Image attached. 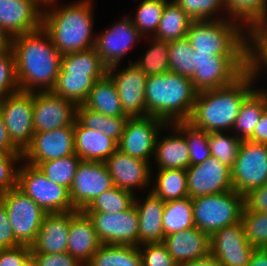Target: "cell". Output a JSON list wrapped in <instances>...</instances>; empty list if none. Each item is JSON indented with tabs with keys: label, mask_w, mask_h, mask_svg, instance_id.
<instances>
[{
	"label": "cell",
	"mask_w": 267,
	"mask_h": 266,
	"mask_svg": "<svg viewBox=\"0 0 267 266\" xmlns=\"http://www.w3.org/2000/svg\"><path fill=\"white\" fill-rule=\"evenodd\" d=\"M104 164L114 186L120 189L134 193L136 188L144 189L152 184L153 170L147 161L133 158L117 149Z\"/></svg>",
	"instance_id": "44dd1931"
},
{
	"label": "cell",
	"mask_w": 267,
	"mask_h": 266,
	"mask_svg": "<svg viewBox=\"0 0 267 266\" xmlns=\"http://www.w3.org/2000/svg\"><path fill=\"white\" fill-rule=\"evenodd\" d=\"M248 140L267 145V108L261 114L260 120L254 128L253 135Z\"/></svg>",
	"instance_id": "6f0895ef"
},
{
	"label": "cell",
	"mask_w": 267,
	"mask_h": 266,
	"mask_svg": "<svg viewBox=\"0 0 267 266\" xmlns=\"http://www.w3.org/2000/svg\"><path fill=\"white\" fill-rule=\"evenodd\" d=\"M255 80V75L248 68L228 86L198 92L187 122L208 133L232 131L241 105L256 89L252 85Z\"/></svg>",
	"instance_id": "7a4b0ae2"
},
{
	"label": "cell",
	"mask_w": 267,
	"mask_h": 266,
	"mask_svg": "<svg viewBox=\"0 0 267 266\" xmlns=\"http://www.w3.org/2000/svg\"><path fill=\"white\" fill-rule=\"evenodd\" d=\"M186 175L191 199L234 190L231 168L213 156L201 164L189 166Z\"/></svg>",
	"instance_id": "9a60e30c"
},
{
	"label": "cell",
	"mask_w": 267,
	"mask_h": 266,
	"mask_svg": "<svg viewBox=\"0 0 267 266\" xmlns=\"http://www.w3.org/2000/svg\"><path fill=\"white\" fill-rule=\"evenodd\" d=\"M114 187L104 162L81 161L69 189L75 210H84L97 196Z\"/></svg>",
	"instance_id": "5bb4252c"
},
{
	"label": "cell",
	"mask_w": 267,
	"mask_h": 266,
	"mask_svg": "<svg viewBox=\"0 0 267 266\" xmlns=\"http://www.w3.org/2000/svg\"><path fill=\"white\" fill-rule=\"evenodd\" d=\"M162 243L177 264L187 263L210 253V236L197 227L164 236Z\"/></svg>",
	"instance_id": "cb8c5ba5"
},
{
	"label": "cell",
	"mask_w": 267,
	"mask_h": 266,
	"mask_svg": "<svg viewBox=\"0 0 267 266\" xmlns=\"http://www.w3.org/2000/svg\"><path fill=\"white\" fill-rule=\"evenodd\" d=\"M193 20H221L229 18L223 0H173ZM225 13V15L221 12ZM218 14H223L219 17ZM216 15V16H214ZM225 16V17H224Z\"/></svg>",
	"instance_id": "bcb514c9"
},
{
	"label": "cell",
	"mask_w": 267,
	"mask_h": 266,
	"mask_svg": "<svg viewBox=\"0 0 267 266\" xmlns=\"http://www.w3.org/2000/svg\"><path fill=\"white\" fill-rule=\"evenodd\" d=\"M231 176L234 190L243 196L267 184V145L242 140Z\"/></svg>",
	"instance_id": "30bf717a"
},
{
	"label": "cell",
	"mask_w": 267,
	"mask_h": 266,
	"mask_svg": "<svg viewBox=\"0 0 267 266\" xmlns=\"http://www.w3.org/2000/svg\"><path fill=\"white\" fill-rule=\"evenodd\" d=\"M136 196L134 205L139 219V245L163 242L162 222L165 202L151 190H149L143 202Z\"/></svg>",
	"instance_id": "4316f807"
},
{
	"label": "cell",
	"mask_w": 267,
	"mask_h": 266,
	"mask_svg": "<svg viewBox=\"0 0 267 266\" xmlns=\"http://www.w3.org/2000/svg\"><path fill=\"white\" fill-rule=\"evenodd\" d=\"M17 187L47 214L75 210L70 199L69 189L52 182L34 165L20 162Z\"/></svg>",
	"instance_id": "ba28073f"
},
{
	"label": "cell",
	"mask_w": 267,
	"mask_h": 266,
	"mask_svg": "<svg viewBox=\"0 0 267 266\" xmlns=\"http://www.w3.org/2000/svg\"><path fill=\"white\" fill-rule=\"evenodd\" d=\"M83 105L109 117L127 116L121 107L117 87L108 74L95 82Z\"/></svg>",
	"instance_id": "f1b7e54d"
},
{
	"label": "cell",
	"mask_w": 267,
	"mask_h": 266,
	"mask_svg": "<svg viewBox=\"0 0 267 266\" xmlns=\"http://www.w3.org/2000/svg\"><path fill=\"white\" fill-rule=\"evenodd\" d=\"M267 108V100L259 89H255L243 102L233 126V134L241 140L252 135L261 114Z\"/></svg>",
	"instance_id": "1f68e13d"
},
{
	"label": "cell",
	"mask_w": 267,
	"mask_h": 266,
	"mask_svg": "<svg viewBox=\"0 0 267 266\" xmlns=\"http://www.w3.org/2000/svg\"><path fill=\"white\" fill-rule=\"evenodd\" d=\"M227 132H212L209 133L208 144L211 156L220 160L222 163L232 168L238 156L242 140L237 136Z\"/></svg>",
	"instance_id": "7bdbcfd3"
},
{
	"label": "cell",
	"mask_w": 267,
	"mask_h": 266,
	"mask_svg": "<svg viewBox=\"0 0 267 266\" xmlns=\"http://www.w3.org/2000/svg\"><path fill=\"white\" fill-rule=\"evenodd\" d=\"M57 3L44 7L42 28L58 52L65 55L95 47L92 1L78 0L61 7Z\"/></svg>",
	"instance_id": "3957f363"
},
{
	"label": "cell",
	"mask_w": 267,
	"mask_h": 266,
	"mask_svg": "<svg viewBox=\"0 0 267 266\" xmlns=\"http://www.w3.org/2000/svg\"><path fill=\"white\" fill-rule=\"evenodd\" d=\"M118 149V143L101 131L74 123V151L82 161L104 162Z\"/></svg>",
	"instance_id": "484cf974"
},
{
	"label": "cell",
	"mask_w": 267,
	"mask_h": 266,
	"mask_svg": "<svg viewBox=\"0 0 267 266\" xmlns=\"http://www.w3.org/2000/svg\"><path fill=\"white\" fill-rule=\"evenodd\" d=\"M119 65L108 67V75L114 81L124 113L129 117H145V85L147 75L134 63L116 70Z\"/></svg>",
	"instance_id": "e0dca14e"
},
{
	"label": "cell",
	"mask_w": 267,
	"mask_h": 266,
	"mask_svg": "<svg viewBox=\"0 0 267 266\" xmlns=\"http://www.w3.org/2000/svg\"><path fill=\"white\" fill-rule=\"evenodd\" d=\"M173 124L185 135L190 153V166L201 164L211 157L208 132L193 127L187 121Z\"/></svg>",
	"instance_id": "b9f144b4"
},
{
	"label": "cell",
	"mask_w": 267,
	"mask_h": 266,
	"mask_svg": "<svg viewBox=\"0 0 267 266\" xmlns=\"http://www.w3.org/2000/svg\"><path fill=\"white\" fill-rule=\"evenodd\" d=\"M254 250L245 236L242 221L210 236V253L218 259L220 266H247Z\"/></svg>",
	"instance_id": "d6986e66"
},
{
	"label": "cell",
	"mask_w": 267,
	"mask_h": 266,
	"mask_svg": "<svg viewBox=\"0 0 267 266\" xmlns=\"http://www.w3.org/2000/svg\"><path fill=\"white\" fill-rule=\"evenodd\" d=\"M164 236L195 227L190 197L165 202L162 222Z\"/></svg>",
	"instance_id": "d590c367"
},
{
	"label": "cell",
	"mask_w": 267,
	"mask_h": 266,
	"mask_svg": "<svg viewBox=\"0 0 267 266\" xmlns=\"http://www.w3.org/2000/svg\"><path fill=\"white\" fill-rule=\"evenodd\" d=\"M72 154H75L74 125L34 133L31 144L22 153V159L36 166L38 163Z\"/></svg>",
	"instance_id": "ac0fdd59"
},
{
	"label": "cell",
	"mask_w": 267,
	"mask_h": 266,
	"mask_svg": "<svg viewBox=\"0 0 267 266\" xmlns=\"http://www.w3.org/2000/svg\"><path fill=\"white\" fill-rule=\"evenodd\" d=\"M60 68L65 74L88 75L95 81L102 79L108 73V67L95 47L62 55Z\"/></svg>",
	"instance_id": "f546056e"
},
{
	"label": "cell",
	"mask_w": 267,
	"mask_h": 266,
	"mask_svg": "<svg viewBox=\"0 0 267 266\" xmlns=\"http://www.w3.org/2000/svg\"><path fill=\"white\" fill-rule=\"evenodd\" d=\"M194 50L188 39L182 38L169 42V68L170 72L191 78L193 76Z\"/></svg>",
	"instance_id": "f6af8a7d"
},
{
	"label": "cell",
	"mask_w": 267,
	"mask_h": 266,
	"mask_svg": "<svg viewBox=\"0 0 267 266\" xmlns=\"http://www.w3.org/2000/svg\"><path fill=\"white\" fill-rule=\"evenodd\" d=\"M43 9L36 0H0V30L12 38L42 27Z\"/></svg>",
	"instance_id": "7402d4cb"
},
{
	"label": "cell",
	"mask_w": 267,
	"mask_h": 266,
	"mask_svg": "<svg viewBox=\"0 0 267 266\" xmlns=\"http://www.w3.org/2000/svg\"><path fill=\"white\" fill-rule=\"evenodd\" d=\"M135 195L136 193L114 186L97 196L83 211L120 213L134 204Z\"/></svg>",
	"instance_id": "74e56055"
},
{
	"label": "cell",
	"mask_w": 267,
	"mask_h": 266,
	"mask_svg": "<svg viewBox=\"0 0 267 266\" xmlns=\"http://www.w3.org/2000/svg\"><path fill=\"white\" fill-rule=\"evenodd\" d=\"M30 253L26 245L0 250V266H18Z\"/></svg>",
	"instance_id": "9f6ffc18"
},
{
	"label": "cell",
	"mask_w": 267,
	"mask_h": 266,
	"mask_svg": "<svg viewBox=\"0 0 267 266\" xmlns=\"http://www.w3.org/2000/svg\"><path fill=\"white\" fill-rule=\"evenodd\" d=\"M267 48V7L246 29V54L250 63L262 50Z\"/></svg>",
	"instance_id": "c3c4849f"
},
{
	"label": "cell",
	"mask_w": 267,
	"mask_h": 266,
	"mask_svg": "<svg viewBox=\"0 0 267 266\" xmlns=\"http://www.w3.org/2000/svg\"><path fill=\"white\" fill-rule=\"evenodd\" d=\"M12 52L19 91L53 90L61 69L62 55L42 27L13 37Z\"/></svg>",
	"instance_id": "6da1fadb"
},
{
	"label": "cell",
	"mask_w": 267,
	"mask_h": 266,
	"mask_svg": "<svg viewBox=\"0 0 267 266\" xmlns=\"http://www.w3.org/2000/svg\"><path fill=\"white\" fill-rule=\"evenodd\" d=\"M178 266H220L218 259L209 253L207 256L198 258L196 260L178 264Z\"/></svg>",
	"instance_id": "6125c7cd"
},
{
	"label": "cell",
	"mask_w": 267,
	"mask_h": 266,
	"mask_svg": "<svg viewBox=\"0 0 267 266\" xmlns=\"http://www.w3.org/2000/svg\"><path fill=\"white\" fill-rule=\"evenodd\" d=\"M249 69L253 72V74L255 75V78H259V76H260L259 74H262L261 72H263L265 69H266L265 71H267V48L262 50L249 63Z\"/></svg>",
	"instance_id": "91938a15"
},
{
	"label": "cell",
	"mask_w": 267,
	"mask_h": 266,
	"mask_svg": "<svg viewBox=\"0 0 267 266\" xmlns=\"http://www.w3.org/2000/svg\"><path fill=\"white\" fill-rule=\"evenodd\" d=\"M129 116L109 117L94 112L84 105L77 107V120L84 126L95 131H101L119 143Z\"/></svg>",
	"instance_id": "e575fe53"
},
{
	"label": "cell",
	"mask_w": 267,
	"mask_h": 266,
	"mask_svg": "<svg viewBox=\"0 0 267 266\" xmlns=\"http://www.w3.org/2000/svg\"><path fill=\"white\" fill-rule=\"evenodd\" d=\"M192 58L190 80L198 92L228 86L249 68L247 55H210L194 51Z\"/></svg>",
	"instance_id": "52a82bcc"
},
{
	"label": "cell",
	"mask_w": 267,
	"mask_h": 266,
	"mask_svg": "<svg viewBox=\"0 0 267 266\" xmlns=\"http://www.w3.org/2000/svg\"><path fill=\"white\" fill-rule=\"evenodd\" d=\"M22 161V152H0V193L17 187V164Z\"/></svg>",
	"instance_id": "681fc988"
},
{
	"label": "cell",
	"mask_w": 267,
	"mask_h": 266,
	"mask_svg": "<svg viewBox=\"0 0 267 266\" xmlns=\"http://www.w3.org/2000/svg\"><path fill=\"white\" fill-rule=\"evenodd\" d=\"M82 160L76 155L41 162L36 167L52 182L70 189L77 168Z\"/></svg>",
	"instance_id": "60d3db41"
},
{
	"label": "cell",
	"mask_w": 267,
	"mask_h": 266,
	"mask_svg": "<svg viewBox=\"0 0 267 266\" xmlns=\"http://www.w3.org/2000/svg\"><path fill=\"white\" fill-rule=\"evenodd\" d=\"M42 7L52 4L55 0H36Z\"/></svg>",
	"instance_id": "03108f58"
},
{
	"label": "cell",
	"mask_w": 267,
	"mask_h": 266,
	"mask_svg": "<svg viewBox=\"0 0 267 266\" xmlns=\"http://www.w3.org/2000/svg\"><path fill=\"white\" fill-rule=\"evenodd\" d=\"M148 41L149 49L143 57L134 62L147 76H154L170 72L169 68V42L152 38Z\"/></svg>",
	"instance_id": "f35d334b"
},
{
	"label": "cell",
	"mask_w": 267,
	"mask_h": 266,
	"mask_svg": "<svg viewBox=\"0 0 267 266\" xmlns=\"http://www.w3.org/2000/svg\"><path fill=\"white\" fill-rule=\"evenodd\" d=\"M18 91L15 60L11 50L7 55H0V100Z\"/></svg>",
	"instance_id": "f907efd6"
},
{
	"label": "cell",
	"mask_w": 267,
	"mask_h": 266,
	"mask_svg": "<svg viewBox=\"0 0 267 266\" xmlns=\"http://www.w3.org/2000/svg\"><path fill=\"white\" fill-rule=\"evenodd\" d=\"M144 37L129 16L113 23L110 28L96 36L95 49L107 67L119 65L134 42Z\"/></svg>",
	"instance_id": "ffe728a7"
},
{
	"label": "cell",
	"mask_w": 267,
	"mask_h": 266,
	"mask_svg": "<svg viewBox=\"0 0 267 266\" xmlns=\"http://www.w3.org/2000/svg\"><path fill=\"white\" fill-rule=\"evenodd\" d=\"M150 190L164 202L189 197L184 169L158 170Z\"/></svg>",
	"instance_id": "836d02e7"
},
{
	"label": "cell",
	"mask_w": 267,
	"mask_h": 266,
	"mask_svg": "<svg viewBox=\"0 0 267 266\" xmlns=\"http://www.w3.org/2000/svg\"><path fill=\"white\" fill-rule=\"evenodd\" d=\"M164 130H169V124L154 116L129 117L118 150L151 164L157 137Z\"/></svg>",
	"instance_id": "7c38bea8"
},
{
	"label": "cell",
	"mask_w": 267,
	"mask_h": 266,
	"mask_svg": "<svg viewBox=\"0 0 267 266\" xmlns=\"http://www.w3.org/2000/svg\"><path fill=\"white\" fill-rule=\"evenodd\" d=\"M95 80L88 75L65 74L61 69L52 92L64 99L83 105L88 98Z\"/></svg>",
	"instance_id": "8d00e7d4"
},
{
	"label": "cell",
	"mask_w": 267,
	"mask_h": 266,
	"mask_svg": "<svg viewBox=\"0 0 267 266\" xmlns=\"http://www.w3.org/2000/svg\"><path fill=\"white\" fill-rule=\"evenodd\" d=\"M102 244L139 246V219L135 205L120 213L85 212Z\"/></svg>",
	"instance_id": "4fadbf2b"
},
{
	"label": "cell",
	"mask_w": 267,
	"mask_h": 266,
	"mask_svg": "<svg viewBox=\"0 0 267 266\" xmlns=\"http://www.w3.org/2000/svg\"><path fill=\"white\" fill-rule=\"evenodd\" d=\"M262 93H263V95L265 96V98H266V100H267V89L265 90V89H261V88H258Z\"/></svg>",
	"instance_id": "003e7915"
},
{
	"label": "cell",
	"mask_w": 267,
	"mask_h": 266,
	"mask_svg": "<svg viewBox=\"0 0 267 266\" xmlns=\"http://www.w3.org/2000/svg\"><path fill=\"white\" fill-rule=\"evenodd\" d=\"M227 16L247 29L265 10L267 0H223ZM244 23V24H243Z\"/></svg>",
	"instance_id": "ee69618b"
},
{
	"label": "cell",
	"mask_w": 267,
	"mask_h": 266,
	"mask_svg": "<svg viewBox=\"0 0 267 266\" xmlns=\"http://www.w3.org/2000/svg\"><path fill=\"white\" fill-rule=\"evenodd\" d=\"M77 105L52 91L33 92V126L35 133L74 125Z\"/></svg>",
	"instance_id": "2e32d148"
},
{
	"label": "cell",
	"mask_w": 267,
	"mask_h": 266,
	"mask_svg": "<svg viewBox=\"0 0 267 266\" xmlns=\"http://www.w3.org/2000/svg\"><path fill=\"white\" fill-rule=\"evenodd\" d=\"M12 37L0 30V55H7L12 50Z\"/></svg>",
	"instance_id": "be15d7a7"
},
{
	"label": "cell",
	"mask_w": 267,
	"mask_h": 266,
	"mask_svg": "<svg viewBox=\"0 0 267 266\" xmlns=\"http://www.w3.org/2000/svg\"><path fill=\"white\" fill-rule=\"evenodd\" d=\"M20 245L14 236L12 226L8 220L6 206L0 199V250L15 248Z\"/></svg>",
	"instance_id": "db71d44e"
},
{
	"label": "cell",
	"mask_w": 267,
	"mask_h": 266,
	"mask_svg": "<svg viewBox=\"0 0 267 266\" xmlns=\"http://www.w3.org/2000/svg\"><path fill=\"white\" fill-rule=\"evenodd\" d=\"M16 240L31 246L47 213L18 187L0 193Z\"/></svg>",
	"instance_id": "9c48e42d"
},
{
	"label": "cell",
	"mask_w": 267,
	"mask_h": 266,
	"mask_svg": "<svg viewBox=\"0 0 267 266\" xmlns=\"http://www.w3.org/2000/svg\"><path fill=\"white\" fill-rule=\"evenodd\" d=\"M195 227L211 236L216 231L241 222L244 196L235 190L192 199Z\"/></svg>",
	"instance_id": "8992f818"
},
{
	"label": "cell",
	"mask_w": 267,
	"mask_h": 266,
	"mask_svg": "<svg viewBox=\"0 0 267 266\" xmlns=\"http://www.w3.org/2000/svg\"><path fill=\"white\" fill-rule=\"evenodd\" d=\"M244 206L248 211L267 213V184L245 194Z\"/></svg>",
	"instance_id": "11a10c76"
},
{
	"label": "cell",
	"mask_w": 267,
	"mask_h": 266,
	"mask_svg": "<svg viewBox=\"0 0 267 266\" xmlns=\"http://www.w3.org/2000/svg\"><path fill=\"white\" fill-rule=\"evenodd\" d=\"M85 266H142L139 248L102 244Z\"/></svg>",
	"instance_id": "d6a6232c"
},
{
	"label": "cell",
	"mask_w": 267,
	"mask_h": 266,
	"mask_svg": "<svg viewBox=\"0 0 267 266\" xmlns=\"http://www.w3.org/2000/svg\"><path fill=\"white\" fill-rule=\"evenodd\" d=\"M0 152H21L10 140L0 112Z\"/></svg>",
	"instance_id": "680465c9"
},
{
	"label": "cell",
	"mask_w": 267,
	"mask_h": 266,
	"mask_svg": "<svg viewBox=\"0 0 267 266\" xmlns=\"http://www.w3.org/2000/svg\"><path fill=\"white\" fill-rule=\"evenodd\" d=\"M169 129L170 134L156 140L154 160L158 170H186L190 166V153L185 135L174 124H169Z\"/></svg>",
	"instance_id": "83f0119b"
},
{
	"label": "cell",
	"mask_w": 267,
	"mask_h": 266,
	"mask_svg": "<svg viewBox=\"0 0 267 266\" xmlns=\"http://www.w3.org/2000/svg\"><path fill=\"white\" fill-rule=\"evenodd\" d=\"M0 112L11 142L23 153L31 144L33 126V93L18 91L0 100Z\"/></svg>",
	"instance_id": "8fae6325"
},
{
	"label": "cell",
	"mask_w": 267,
	"mask_h": 266,
	"mask_svg": "<svg viewBox=\"0 0 267 266\" xmlns=\"http://www.w3.org/2000/svg\"><path fill=\"white\" fill-rule=\"evenodd\" d=\"M18 266H36V262L30 253Z\"/></svg>",
	"instance_id": "e7e4bbea"
},
{
	"label": "cell",
	"mask_w": 267,
	"mask_h": 266,
	"mask_svg": "<svg viewBox=\"0 0 267 266\" xmlns=\"http://www.w3.org/2000/svg\"><path fill=\"white\" fill-rule=\"evenodd\" d=\"M186 38L197 53L247 55L246 29L230 18L192 21Z\"/></svg>",
	"instance_id": "5b68a950"
},
{
	"label": "cell",
	"mask_w": 267,
	"mask_h": 266,
	"mask_svg": "<svg viewBox=\"0 0 267 266\" xmlns=\"http://www.w3.org/2000/svg\"><path fill=\"white\" fill-rule=\"evenodd\" d=\"M192 21L178 4L169 0L164 6L159 26L152 37L168 42L185 38Z\"/></svg>",
	"instance_id": "4dcf8cb0"
},
{
	"label": "cell",
	"mask_w": 267,
	"mask_h": 266,
	"mask_svg": "<svg viewBox=\"0 0 267 266\" xmlns=\"http://www.w3.org/2000/svg\"><path fill=\"white\" fill-rule=\"evenodd\" d=\"M101 245L88 214L83 210L70 211L67 252L85 266Z\"/></svg>",
	"instance_id": "603a6c76"
},
{
	"label": "cell",
	"mask_w": 267,
	"mask_h": 266,
	"mask_svg": "<svg viewBox=\"0 0 267 266\" xmlns=\"http://www.w3.org/2000/svg\"><path fill=\"white\" fill-rule=\"evenodd\" d=\"M70 212L50 213L44 217L31 253H65L68 247Z\"/></svg>",
	"instance_id": "d4e9b609"
},
{
	"label": "cell",
	"mask_w": 267,
	"mask_h": 266,
	"mask_svg": "<svg viewBox=\"0 0 267 266\" xmlns=\"http://www.w3.org/2000/svg\"><path fill=\"white\" fill-rule=\"evenodd\" d=\"M247 266H267V248H255Z\"/></svg>",
	"instance_id": "94428289"
},
{
	"label": "cell",
	"mask_w": 267,
	"mask_h": 266,
	"mask_svg": "<svg viewBox=\"0 0 267 266\" xmlns=\"http://www.w3.org/2000/svg\"><path fill=\"white\" fill-rule=\"evenodd\" d=\"M241 221L248 243L255 248H267V213L248 211L244 207Z\"/></svg>",
	"instance_id": "7dc6e473"
},
{
	"label": "cell",
	"mask_w": 267,
	"mask_h": 266,
	"mask_svg": "<svg viewBox=\"0 0 267 266\" xmlns=\"http://www.w3.org/2000/svg\"><path fill=\"white\" fill-rule=\"evenodd\" d=\"M36 266H83L68 252L65 253H31Z\"/></svg>",
	"instance_id": "f5cc1de1"
},
{
	"label": "cell",
	"mask_w": 267,
	"mask_h": 266,
	"mask_svg": "<svg viewBox=\"0 0 267 266\" xmlns=\"http://www.w3.org/2000/svg\"><path fill=\"white\" fill-rule=\"evenodd\" d=\"M142 266H178L166 246L160 243H146L138 246Z\"/></svg>",
	"instance_id": "816d5d0a"
},
{
	"label": "cell",
	"mask_w": 267,
	"mask_h": 266,
	"mask_svg": "<svg viewBox=\"0 0 267 266\" xmlns=\"http://www.w3.org/2000/svg\"><path fill=\"white\" fill-rule=\"evenodd\" d=\"M169 0H142L135 15L129 16L139 32L147 38L152 37L159 26L164 6ZM150 33V34H149ZM147 34V35H146Z\"/></svg>",
	"instance_id": "ab89813d"
},
{
	"label": "cell",
	"mask_w": 267,
	"mask_h": 266,
	"mask_svg": "<svg viewBox=\"0 0 267 266\" xmlns=\"http://www.w3.org/2000/svg\"><path fill=\"white\" fill-rule=\"evenodd\" d=\"M197 94L192 81L179 74L168 72L147 76L146 116H154L167 124L188 121Z\"/></svg>",
	"instance_id": "277c9868"
}]
</instances>
